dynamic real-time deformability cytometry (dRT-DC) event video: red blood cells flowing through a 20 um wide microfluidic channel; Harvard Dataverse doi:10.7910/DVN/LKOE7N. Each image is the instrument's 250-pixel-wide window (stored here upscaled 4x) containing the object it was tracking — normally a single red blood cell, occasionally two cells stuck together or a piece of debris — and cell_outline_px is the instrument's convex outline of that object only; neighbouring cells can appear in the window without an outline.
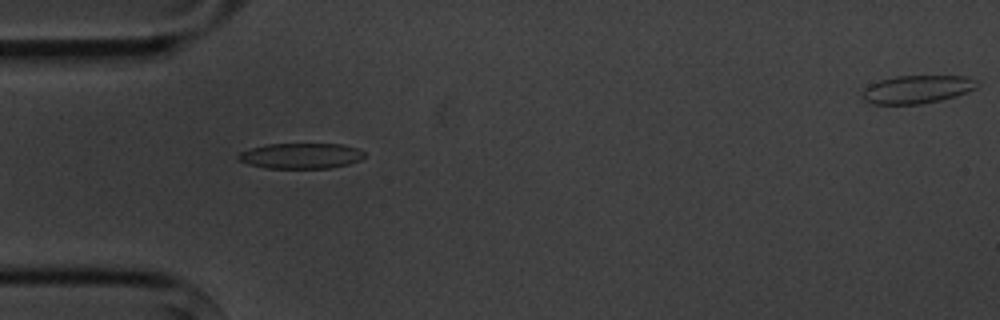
{"species": "common noctule bat (a hibernating species)", "species_latin": "Nyctalus noctula", "temperature_condition": "cold", "stored_images_in_passage": 6, "segment_of_instrument_passage": [1, 2], "camera_frame_rate_fps": 3000, "um_per_image_px": 0.085, "animal": {"sex": "male", "body_mass_g": 20.1, "forearm_length_mm": 53.5}, "frame": {"image": 1, "passage_image": 5, "time_ms": 5.667, "image_size_px": [1000, 320], "cell_outline_px": [[364, 156], [360, 160], [348, 164], [328, 168], [264, 168], [248, 164], [236, 160], [236, 156], [240, 152], [252, 148], [268, 144], [340, 144], [356, 148], [364, 152]], "centroid_in_image_um": [25.53, 13.25], "position_along_channel_um": 59.5, "area_um2": 18.73}}